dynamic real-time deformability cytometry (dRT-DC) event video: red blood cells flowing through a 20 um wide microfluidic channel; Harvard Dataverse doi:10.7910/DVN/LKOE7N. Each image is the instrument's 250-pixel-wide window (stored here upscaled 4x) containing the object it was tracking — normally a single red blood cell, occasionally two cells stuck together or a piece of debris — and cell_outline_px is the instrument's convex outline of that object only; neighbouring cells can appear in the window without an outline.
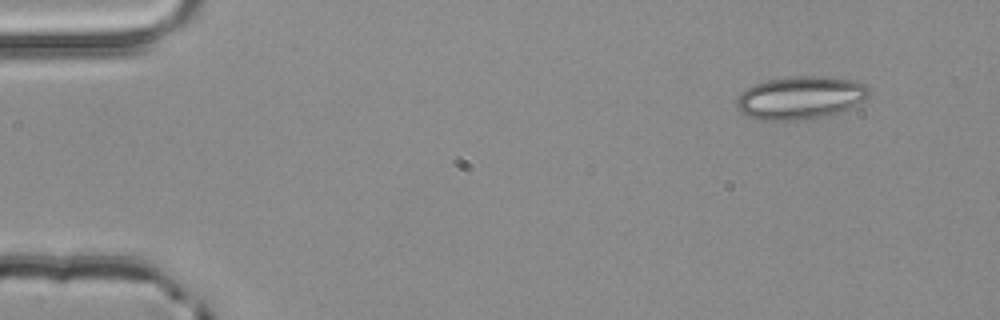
{"species": "common noctule bat (a hibernating species)", "species_latin": "Nyctalus noctula", "temperature_condition": "room temperature", "stored_images_in_passage": 4, "camera_frame_rate_fps": 3000, "um_per_image_px": 0.085, "animal": {"sex": "male", "body_mass_g": 20.4}, "frame": {"image": 1, "passage_image": 4, "time_ms": 1.0, "image_size_px": [1000, 320], "cell_outline_px": [[868, 96], [864, 100], [852, 108], [840, 112], [824, 116], [800, 120], [760, 120], [748, 116], [740, 112], [736, 108], [736, 96], [740, 92], [756, 84], [768, 80], [788, 76], [828, 76], [856, 80], [864, 84], [868, 88]], "centroid_in_image_um": [68.03, 8.3], "position_along_channel_um": 17.0, "area_um2": 33.47}}